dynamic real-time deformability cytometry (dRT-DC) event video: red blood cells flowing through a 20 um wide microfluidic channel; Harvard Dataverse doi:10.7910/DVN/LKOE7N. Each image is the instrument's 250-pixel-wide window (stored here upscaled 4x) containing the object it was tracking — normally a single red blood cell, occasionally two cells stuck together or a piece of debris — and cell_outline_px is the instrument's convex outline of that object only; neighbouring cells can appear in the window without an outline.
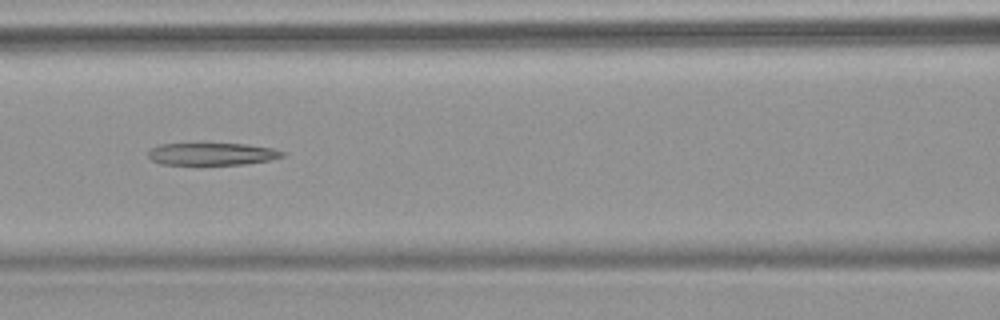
{"species": "common noctule bat (a hibernating species)", "species_latin": "Nyctalus noctula", "temperature_condition": "warm", "stored_images_in_passage": 8, "camera_frame_rate_fps": 3000, "um_per_image_px": 0.085, "animal": {"sex": "female", "body_mass_g": 18.4}, "frame": {"image": 1, "passage_image": 6, "time_ms": 6.0, "image_size_px": [1000, 320], "cell_outline_px": [[284, 156], [268, 160], [244, 164], [196, 168], [160, 164], [152, 160], [148, 156], [148, 152], [152, 148], [160, 144], [248, 144], [272, 148], [284, 152]], "centroid_in_image_um": [17.95, 13.15], "position_along_channel_um": 148.7, "area_um2": 18.38}}
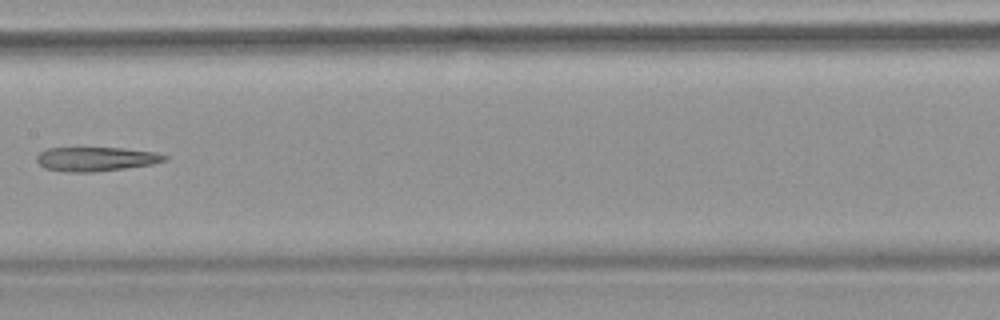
{"frame": {"image": 2, "passage_image": 7, "time_ms": 7.333, "image_size_px": [1000, 320], "cell_outline_px": [[168, 156], [164, 160], [152, 164], [124, 168], [92, 172], [68, 172], [44, 168], [36, 160], [36, 156], [44, 148], [124, 148], [156, 152]], "centroid_in_image_um": [8.12, 13.51], "position_along_channel_um": 199.3, "area_um2": 17.92}}